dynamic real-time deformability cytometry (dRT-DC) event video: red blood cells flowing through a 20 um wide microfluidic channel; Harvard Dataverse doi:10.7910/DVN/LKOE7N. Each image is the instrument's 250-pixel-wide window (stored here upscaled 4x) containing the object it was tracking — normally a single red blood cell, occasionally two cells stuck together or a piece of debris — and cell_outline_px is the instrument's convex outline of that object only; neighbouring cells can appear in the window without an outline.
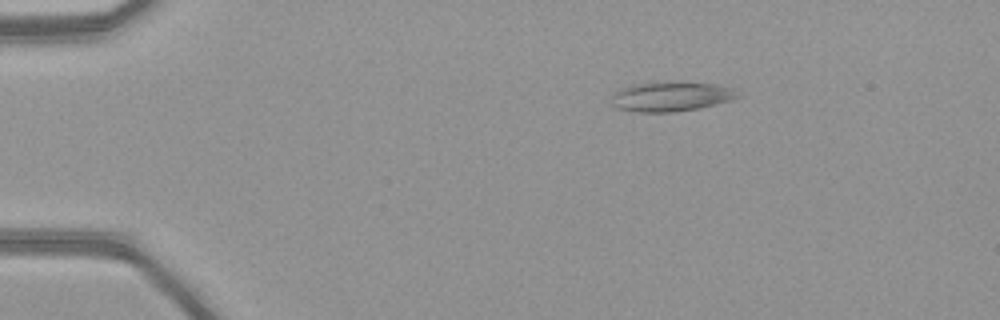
{"species": "common noctule bat (a hibernating species)", "species_latin": "Nyctalus noctula", "temperature_condition": "warm", "stored_images_in_passage": 51, "camera_frame_rate_fps": 3000, "um_per_image_px": 0.085, "animal": {"sex": "female", "body_mass_g": 21.9}, "frame": {"image": 1, "passage_image": 10, "time_ms": 3.0, "image_size_px": [1000, 320], "cell_outline_px": [[740, 96], [732, 100], [700, 108], [672, 112], [640, 112], [616, 108], [612, 104], [612, 92], [620, 88], [632, 84], [716, 84], [732, 88]], "centroid_in_image_um": [57.0, 8.24], "position_along_channel_um": 28.0, "area_um2": 21.1}}
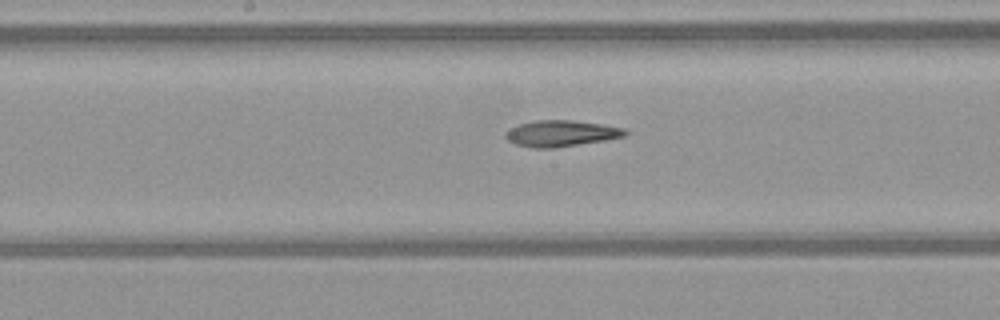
{"frame": {"image": 2, "passage_image": 28, "time_ms": 9.0, "image_size_px": [1000, 320], "cell_outline_px": [[628, 136], [556, 148], [532, 148], [516, 144], [508, 140], [504, 136], [504, 132], [520, 124], [532, 120], [572, 120], [600, 124], [624, 128], [628, 132]], "centroid_in_image_um": [47.69, 11.34], "position_along_channel_um": 200.5, "area_um2": 18.26}}
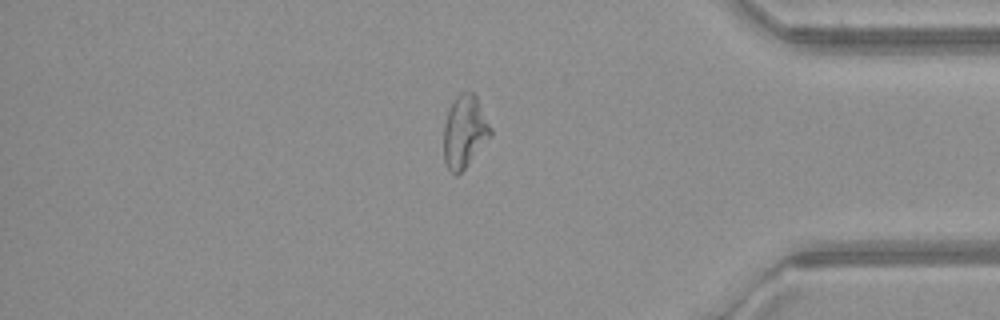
{"frame": {"image": 3, "passage_image": 44, "time_ms": 14.333, "image_size_px": [1000, 320], "cell_outline_px": [[492, 136], [464, 168], [456, 176], [448, 168], [444, 160], [444, 124], [448, 112], [456, 96], [460, 92], [472, 92], [476, 96], [492, 128]], "centroid_in_image_um": [39.5, 11.18], "position_along_channel_um": 395.7, "area_um2": 19.59}, "authors_computed_cell_mechanics": {"area_um2": 19.5942, "velocity_mm_per_s": 4.1382, "shape_relaxation_time_tau1_ms": null, "shape_relaxation_time_tau2_ms": 3.6087, "deformation_change_tau1": null, "deformation_change_tau2": 0.1257}}